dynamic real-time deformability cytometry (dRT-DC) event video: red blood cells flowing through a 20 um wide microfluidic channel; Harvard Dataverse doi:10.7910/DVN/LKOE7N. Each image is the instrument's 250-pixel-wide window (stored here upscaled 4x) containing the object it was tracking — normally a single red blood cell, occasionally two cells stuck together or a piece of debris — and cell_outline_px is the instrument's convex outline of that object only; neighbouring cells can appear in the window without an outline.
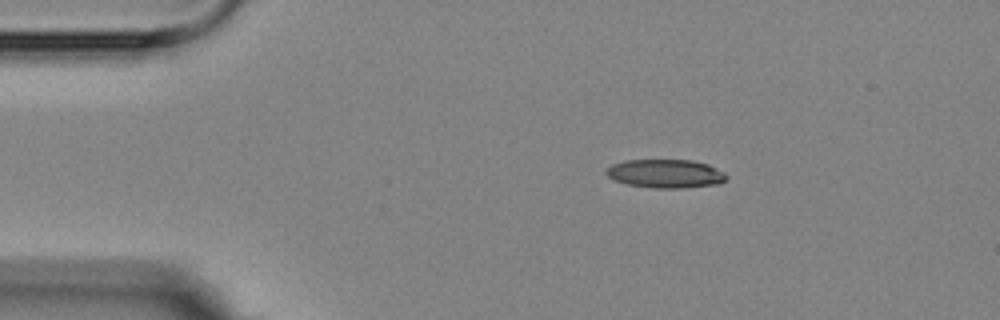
{"species": "Egyptian fruit bat (a non-hibernating species)", "species_latin": "Rousettus aegyptiacus", "temperature_condition": "room temperature", "stored_images_in_passage": 3, "camera_frame_rate_fps": 3000, "um_per_image_px": 0.085, "animal": {"sex": "female"}, "frame": {"image": 1, "passage_image": 1, "time_ms": 0.0, "image_size_px": [1000, 320], "cell_outline_px": [[728, 176], [720, 184], [680, 188], [652, 188], [628, 184], [612, 180], [604, 172], [612, 164], [624, 160], [692, 160], [708, 164], [724, 172]], "centroid_in_image_um": [56.56, 14.76], "position_along_channel_um": 28.4, "area_um2": 20.11}}